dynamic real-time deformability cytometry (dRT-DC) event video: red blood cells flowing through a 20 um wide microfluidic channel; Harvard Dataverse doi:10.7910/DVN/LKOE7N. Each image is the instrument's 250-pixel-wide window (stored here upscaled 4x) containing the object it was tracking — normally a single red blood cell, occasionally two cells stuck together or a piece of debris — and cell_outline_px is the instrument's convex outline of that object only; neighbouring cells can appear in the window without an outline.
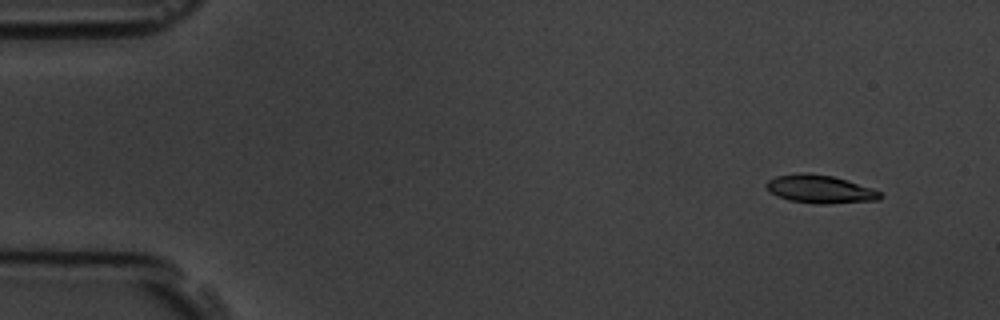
{"species": "common noctule bat (a hibernating species)", "species_latin": "Nyctalus noctula", "temperature_condition": "room temperature", "stored_images_in_passage": 8, "camera_frame_rate_fps": 3000, "um_per_image_px": 0.085, "animal": {"sex": "male", "body_mass_g": 19.5, "forearm_length_mm": 54.6}, "frame": {"image": 1, "passage_image": 2, "time_ms": 1.333, "image_size_px": [1000, 320], "cell_outline_px": [[884, 196], [880, 200], [824, 204], [820, 204], [788, 200], [776, 196], [768, 192], [764, 184], [768, 180], [776, 176], [800, 172], [808, 172], [832, 176], [848, 180], [872, 188], [880, 192]], "centroid_in_image_um": [69.68, 16.07], "position_along_channel_um": 15.3, "area_um2": 18.96}}
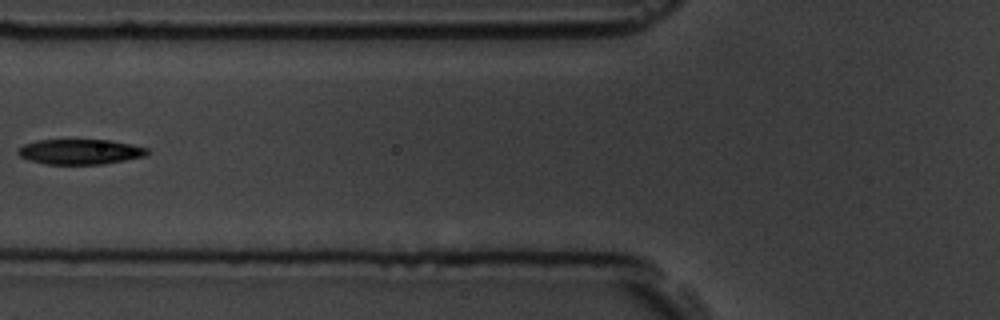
{"frame": {"image": 2, "passage_image": 7, "time_ms": 7.0, "image_size_px": [1000, 320], "cell_outline_px": [[148, 152], [144, 156], [104, 164], [44, 164], [28, 160], [20, 156], [16, 152], [24, 144], [36, 140], [108, 140], [132, 144], [148, 148]], "centroid_in_image_um": [6.78, 12.9], "position_along_channel_um": 119.0, "area_um2": 18.9}}
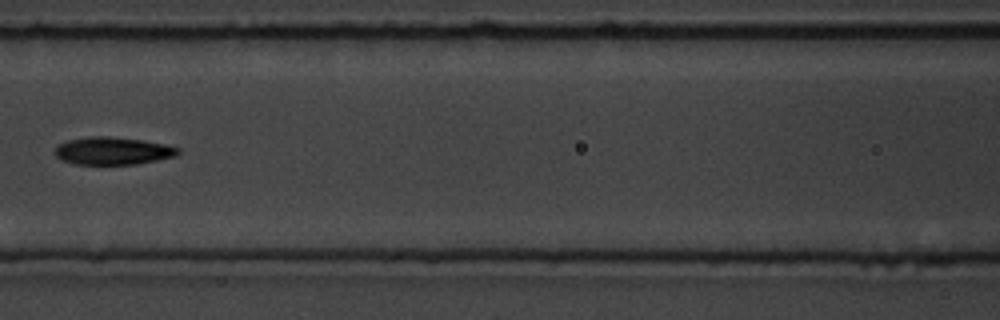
{"frame": {"image": 3, "passage_image": 8, "time_ms": 8.0, "image_size_px": [1000, 320], "cell_outline_px": [[180, 152], [176, 156], [136, 164], [76, 164], [64, 160], [56, 156], [56, 148], [60, 144], [68, 140], [92, 136], [108, 136], [140, 140], [164, 144], [180, 148]], "centroid_in_image_um": [9.62, 12.82], "position_along_channel_um": 157.0, "area_um2": 19.48}}